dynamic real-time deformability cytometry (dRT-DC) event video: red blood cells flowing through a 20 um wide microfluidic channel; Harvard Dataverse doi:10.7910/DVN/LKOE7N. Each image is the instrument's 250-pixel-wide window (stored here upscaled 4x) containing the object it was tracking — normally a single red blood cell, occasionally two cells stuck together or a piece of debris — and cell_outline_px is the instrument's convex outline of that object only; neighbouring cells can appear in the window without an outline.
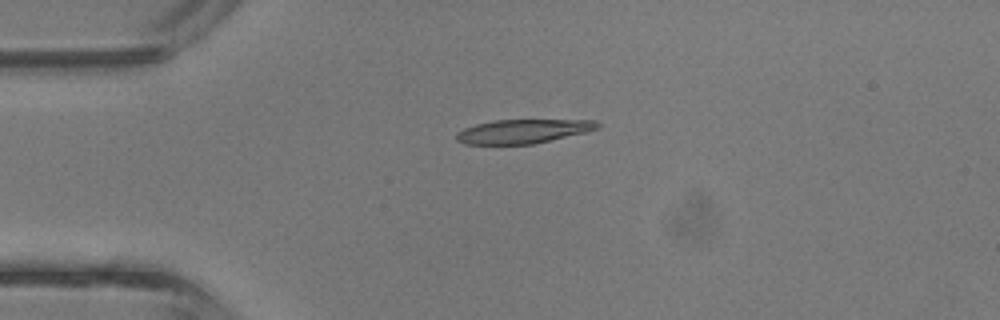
{"species": "common noctule bat (a hibernating species)", "species_latin": "Nyctalus noctula", "temperature_condition": "room temperature", "stored_images_in_passage": 3, "camera_frame_rate_fps": 3000, "um_per_image_px": 0.085, "animal": {"sex": "male", "body_mass_g": 13.3}, "frame": {"image": 1, "passage_image": 3, "time_ms": 0.667, "image_size_px": [1000, 320], "cell_outline_px": [[600, 128], [588, 132], [532, 144], [464, 144], [456, 140], [456, 132], [464, 128], [476, 124], [496, 120], [596, 120], [600, 124]], "centroid_in_image_um": [44.48, 11.16], "position_along_channel_um": 40.5, "area_um2": 19.77}}